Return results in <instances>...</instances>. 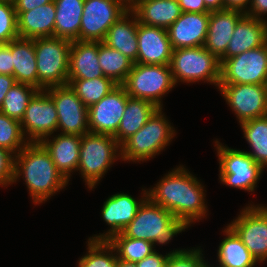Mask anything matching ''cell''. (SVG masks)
<instances>
[{"mask_svg": "<svg viewBox=\"0 0 267 267\" xmlns=\"http://www.w3.org/2000/svg\"><path fill=\"white\" fill-rule=\"evenodd\" d=\"M184 250L185 249H176L175 251L173 250L166 255L159 254L155 251L151 255L143 258L141 261L136 262V264L137 267H166L170 253H179Z\"/></svg>", "mask_w": 267, "mask_h": 267, "instance_id": "42", "label": "cell"}, {"mask_svg": "<svg viewBox=\"0 0 267 267\" xmlns=\"http://www.w3.org/2000/svg\"><path fill=\"white\" fill-rule=\"evenodd\" d=\"M204 3L210 11H218L225 9L224 0H204Z\"/></svg>", "mask_w": 267, "mask_h": 267, "instance_id": "48", "label": "cell"}, {"mask_svg": "<svg viewBox=\"0 0 267 267\" xmlns=\"http://www.w3.org/2000/svg\"><path fill=\"white\" fill-rule=\"evenodd\" d=\"M200 248L170 253L166 267H206Z\"/></svg>", "mask_w": 267, "mask_h": 267, "instance_id": "39", "label": "cell"}, {"mask_svg": "<svg viewBox=\"0 0 267 267\" xmlns=\"http://www.w3.org/2000/svg\"><path fill=\"white\" fill-rule=\"evenodd\" d=\"M182 12L190 13H210L205 6L204 0H177Z\"/></svg>", "mask_w": 267, "mask_h": 267, "instance_id": "43", "label": "cell"}, {"mask_svg": "<svg viewBox=\"0 0 267 267\" xmlns=\"http://www.w3.org/2000/svg\"><path fill=\"white\" fill-rule=\"evenodd\" d=\"M38 91L36 87L17 82L6 93L0 112L21 121L30 100Z\"/></svg>", "mask_w": 267, "mask_h": 267, "instance_id": "35", "label": "cell"}, {"mask_svg": "<svg viewBox=\"0 0 267 267\" xmlns=\"http://www.w3.org/2000/svg\"><path fill=\"white\" fill-rule=\"evenodd\" d=\"M253 152H247L263 168L267 167V116L240 123Z\"/></svg>", "mask_w": 267, "mask_h": 267, "instance_id": "32", "label": "cell"}, {"mask_svg": "<svg viewBox=\"0 0 267 267\" xmlns=\"http://www.w3.org/2000/svg\"><path fill=\"white\" fill-rule=\"evenodd\" d=\"M71 43L54 36L34 39L39 90L68 85Z\"/></svg>", "mask_w": 267, "mask_h": 267, "instance_id": "4", "label": "cell"}, {"mask_svg": "<svg viewBox=\"0 0 267 267\" xmlns=\"http://www.w3.org/2000/svg\"><path fill=\"white\" fill-rule=\"evenodd\" d=\"M170 68L175 85L180 81L193 83L205 80L219 86L220 59L204 46L173 50Z\"/></svg>", "mask_w": 267, "mask_h": 267, "instance_id": "7", "label": "cell"}, {"mask_svg": "<svg viewBox=\"0 0 267 267\" xmlns=\"http://www.w3.org/2000/svg\"><path fill=\"white\" fill-rule=\"evenodd\" d=\"M12 154V155H11ZM13 156V157H12ZM14 156L9 150L0 147V185L13 184L14 179Z\"/></svg>", "mask_w": 267, "mask_h": 267, "instance_id": "40", "label": "cell"}, {"mask_svg": "<svg viewBox=\"0 0 267 267\" xmlns=\"http://www.w3.org/2000/svg\"><path fill=\"white\" fill-rule=\"evenodd\" d=\"M55 2H49L17 17L20 38L36 39L53 37L55 27Z\"/></svg>", "mask_w": 267, "mask_h": 267, "instance_id": "25", "label": "cell"}, {"mask_svg": "<svg viewBox=\"0 0 267 267\" xmlns=\"http://www.w3.org/2000/svg\"><path fill=\"white\" fill-rule=\"evenodd\" d=\"M144 1V0H131L128 4L127 7L128 9H131L137 2Z\"/></svg>", "mask_w": 267, "mask_h": 267, "instance_id": "50", "label": "cell"}, {"mask_svg": "<svg viewBox=\"0 0 267 267\" xmlns=\"http://www.w3.org/2000/svg\"><path fill=\"white\" fill-rule=\"evenodd\" d=\"M117 267H137V264L135 262H129L118 258Z\"/></svg>", "mask_w": 267, "mask_h": 267, "instance_id": "49", "label": "cell"}, {"mask_svg": "<svg viewBox=\"0 0 267 267\" xmlns=\"http://www.w3.org/2000/svg\"><path fill=\"white\" fill-rule=\"evenodd\" d=\"M105 77L98 61V41L71 43L68 79Z\"/></svg>", "mask_w": 267, "mask_h": 267, "instance_id": "23", "label": "cell"}, {"mask_svg": "<svg viewBox=\"0 0 267 267\" xmlns=\"http://www.w3.org/2000/svg\"><path fill=\"white\" fill-rule=\"evenodd\" d=\"M19 37L14 4L0 1V43H9Z\"/></svg>", "mask_w": 267, "mask_h": 267, "instance_id": "38", "label": "cell"}, {"mask_svg": "<svg viewBox=\"0 0 267 267\" xmlns=\"http://www.w3.org/2000/svg\"><path fill=\"white\" fill-rule=\"evenodd\" d=\"M131 10L139 23L165 29L182 14L177 0H144L137 2Z\"/></svg>", "mask_w": 267, "mask_h": 267, "instance_id": "26", "label": "cell"}, {"mask_svg": "<svg viewBox=\"0 0 267 267\" xmlns=\"http://www.w3.org/2000/svg\"><path fill=\"white\" fill-rule=\"evenodd\" d=\"M137 63L145 65H170L173 47L167 29L148 26L137 19Z\"/></svg>", "mask_w": 267, "mask_h": 267, "instance_id": "18", "label": "cell"}, {"mask_svg": "<svg viewBox=\"0 0 267 267\" xmlns=\"http://www.w3.org/2000/svg\"><path fill=\"white\" fill-rule=\"evenodd\" d=\"M44 138L40 143L50 153L58 171L69 182L70 173L77 170L82 136L60 133L52 140Z\"/></svg>", "mask_w": 267, "mask_h": 267, "instance_id": "22", "label": "cell"}, {"mask_svg": "<svg viewBox=\"0 0 267 267\" xmlns=\"http://www.w3.org/2000/svg\"><path fill=\"white\" fill-rule=\"evenodd\" d=\"M126 5L131 1V0H122Z\"/></svg>", "mask_w": 267, "mask_h": 267, "instance_id": "52", "label": "cell"}, {"mask_svg": "<svg viewBox=\"0 0 267 267\" xmlns=\"http://www.w3.org/2000/svg\"><path fill=\"white\" fill-rule=\"evenodd\" d=\"M258 262L267 260V207H245L228 225Z\"/></svg>", "mask_w": 267, "mask_h": 267, "instance_id": "12", "label": "cell"}, {"mask_svg": "<svg viewBox=\"0 0 267 267\" xmlns=\"http://www.w3.org/2000/svg\"><path fill=\"white\" fill-rule=\"evenodd\" d=\"M189 225L147 198L140 206L135 218L123 230V234L134 239H143L155 244H167L173 236Z\"/></svg>", "mask_w": 267, "mask_h": 267, "instance_id": "3", "label": "cell"}, {"mask_svg": "<svg viewBox=\"0 0 267 267\" xmlns=\"http://www.w3.org/2000/svg\"><path fill=\"white\" fill-rule=\"evenodd\" d=\"M245 15L239 10L211 11L204 47L219 59L225 54L237 22Z\"/></svg>", "mask_w": 267, "mask_h": 267, "instance_id": "21", "label": "cell"}, {"mask_svg": "<svg viewBox=\"0 0 267 267\" xmlns=\"http://www.w3.org/2000/svg\"><path fill=\"white\" fill-rule=\"evenodd\" d=\"M267 42V21L244 15L236 24L231 40L220 63Z\"/></svg>", "mask_w": 267, "mask_h": 267, "instance_id": "20", "label": "cell"}, {"mask_svg": "<svg viewBox=\"0 0 267 267\" xmlns=\"http://www.w3.org/2000/svg\"><path fill=\"white\" fill-rule=\"evenodd\" d=\"M142 198L138 201L131 195L117 193L111 195L102 207V217L110 225V229L104 234L94 235L88 240L107 241L112 236L122 233L126 226L135 218L142 203L148 198L145 189Z\"/></svg>", "mask_w": 267, "mask_h": 267, "instance_id": "17", "label": "cell"}, {"mask_svg": "<svg viewBox=\"0 0 267 267\" xmlns=\"http://www.w3.org/2000/svg\"><path fill=\"white\" fill-rule=\"evenodd\" d=\"M12 61L16 82L28 84L38 89V73L34 39L16 38L12 40Z\"/></svg>", "mask_w": 267, "mask_h": 267, "instance_id": "27", "label": "cell"}, {"mask_svg": "<svg viewBox=\"0 0 267 267\" xmlns=\"http://www.w3.org/2000/svg\"><path fill=\"white\" fill-rule=\"evenodd\" d=\"M129 16L130 18L132 17L131 20L128 18ZM102 42L110 48L118 50L134 63H137L138 40L136 14L131 9H128L110 26Z\"/></svg>", "mask_w": 267, "mask_h": 267, "instance_id": "24", "label": "cell"}, {"mask_svg": "<svg viewBox=\"0 0 267 267\" xmlns=\"http://www.w3.org/2000/svg\"><path fill=\"white\" fill-rule=\"evenodd\" d=\"M133 98L147 100L162 108L161 98L175 86L170 65L134 63L122 84Z\"/></svg>", "mask_w": 267, "mask_h": 267, "instance_id": "8", "label": "cell"}, {"mask_svg": "<svg viewBox=\"0 0 267 267\" xmlns=\"http://www.w3.org/2000/svg\"><path fill=\"white\" fill-rule=\"evenodd\" d=\"M55 103L61 133L83 136L89 130L88 107L69 85L45 90Z\"/></svg>", "mask_w": 267, "mask_h": 267, "instance_id": "14", "label": "cell"}, {"mask_svg": "<svg viewBox=\"0 0 267 267\" xmlns=\"http://www.w3.org/2000/svg\"><path fill=\"white\" fill-rule=\"evenodd\" d=\"M16 83L17 82L14 76L0 74V109L2 107L6 93Z\"/></svg>", "mask_w": 267, "mask_h": 267, "instance_id": "46", "label": "cell"}, {"mask_svg": "<svg viewBox=\"0 0 267 267\" xmlns=\"http://www.w3.org/2000/svg\"><path fill=\"white\" fill-rule=\"evenodd\" d=\"M127 10L122 0H85L79 41H103L110 26Z\"/></svg>", "mask_w": 267, "mask_h": 267, "instance_id": "11", "label": "cell"}, {"mask_svg": "<svg viewBox=\"0 0 267 267\" xmlns=\"http://www.w3.org/2000/svg\"><path fill=\"white\" fill-rule=\"evenodd\" d=\"M162 112V108H158L145 125L120 146V157L124 161H147L168 146L175 130Z\"/></svg>", "mask_w": 267, "mask_h": 267, "instance_id": "5", "label": "cell"}, {"mask_svg": "<svg viewBox=\"0 0 267 267\" xmlns=\"http://www.w3.org/2000/svg\"><path fill=\"white\" fill-rule=\"evenodd\" d=\"M210 13L182 14L167 28L173 50L179 48L204 46Z\"/></svg>", "mask_w": 267, "mask_h": 267, "instance_id": "19", "label": "cell"}, {"mask_svg": "<svg viewBox=\"0 0 267 267\" xmlns=\"http://www.w3.org/2000/svg\"><path fill=\"white\" fill-rule=\"evenodd\" d=\"M0 1H6V2L14 3L16 0H0Z\"/></svg>", "mask_w": 267, "mask_h": 267, "instance_id": "51", "label": "cell"}, {"mask_svg": "<svg viewBox=\"0 0 267 267\" xmlns=\"http://www.w3.org/2000/svg\"><path fill=\"white\" fill-rule=\"evenodd\" d=\"M98 61L105 77L111 78L116 84L122 85L134 62L116 49L98 41Z\"/></svg>", "mask_w": 267, "mask_h": 267, "instance_id": "31", "label": "cell"}, {"mask_svg": "<svg viewBox=\"0 0 267 267\" xmlns=\"http://www.w3.org/2000/svg\"><path fill=\"white\" fill-rule=\"evenodd\" d=\"M21 175L35 204L47 201L68 184L52 161L50 153L38 142H29L14 156L13 183Z\"/></svg>", "mask_w": 267, "mask_h": 267, "instance_id": "2", "label": "cell"}, {"mask_svg": "<svg viewBox=\"0 0 267 267\" xmlns=\"http://www.w3.org/2000/svg\"><path fill=\"white\" fill-rule=\"evenodd\" d=\"M223 232L226 238L221 241L218 248L219 265L222 267H254L257 261L238 235L229 226H226Z\"/></svg>", "mask_w": 267, "mask_h": 267, "instance_id": "30", "label": "cell"}, {"mask_svg": "<svg viewBox=\"0 0 267 267\" xmlns=\"http://www.w3.org/2000/svg\"><path fill=\"white\" fill-rule=\"evenodd\" d=\"M203 188L197 178L180 165L166 174L156 187L147 190V193L153 203L190 226L207 214Z\"/></svg>", "mask_w": 267, "mask_h": 267, "instance_id": "1", "label": "cell"}, {"mask_svg": "<svg viewBox=\"0 0 267 267\" xmlns=\"http://www.w3.org/2000/svg\"><path fill=\"white\" fill-rule=\"evenodd\" d=\"M118 149L121 147L112 135L87 132L82 136L77 171L81 172L88 188L92 190L120 156Z\"/></svg>", "mask_w": 267, "mask_h": 267, "instance_id": "6", "label": "cell"}, {"mask_svg": "<svg viewBox=\"0 0 267 267\" xmlns=\"http://www.w3.org/2000/svg\"><path fill=\"white\" fill-rule=\"evenodd\" d=\"M21 123L28 142L40 143L58 130V113L53 99L45 90H39L30 100Z\"/></svg>", "mask_w": 267, "mask_h": 267, "instance_id": "13", "label": "cell"}, {"mask_svg": "<svg viewBox=\"0 0 267 267\" xmlns=\"http://www.w3.org/2000/svg\"><path fill=\"white\" fill-rule=\"evenodd\" d=\"M219 158V178L230 187L253 192L264 168L247 153L215 141Z\"/></svg>", "mask_w": 267, "mask_h": 267, "instance_id": "9", "label": "cell"}, {"mask_svg": "<svg viewBox=\"0 0 267 267\" xmlns=\"http://www.w3.org/2000/svg\"><path fill=\"white\" fill-rule=\"evenodd\" d=\"M266 13H267V0H252L250 4V9L248 8V10H246L245 15L265 20L263 19V15H266Z\"/></svg>", "mask_w": 267, "mask_h": 267, "instance_id": "45", "label": "cell"}, {"mask_svg": "<svg viewBox=\"0 0 267 267\" xmlns=\"http://www.w3.org/2000/svg\"><path fill=\"white\" fill-rule=\"evenodd\" d=\"M252 0H224L225 9L239 10L246 13L247 4H251ZM246 8V9H245Z\"/></svg>", "mask_w": 267, "mask_h": 267, "instance_id": "47", "label": "cell"}, {"mask_svg": "<svg viewBox=\"0 0 267 267\" xmlns=\"http://www.w3.org/2000/svg\"><path fill=\"white\" fill-rule=\"evenodd\" d=\"M87 246L88 254L81 257L78 267H117L116 252L108 241L88 240Z\"/></svg>", "mask_w": 267, "mask_h": 267, "instance_id": "36", "label": "cell"}, {"mask_svg": "<svg viewBox=\"0 0 267 267\" xmlns=\"http://www.w3.org/2000/svg\"><path fill=\"white\" fill-rule=\"evenodd\" d=\"M29 142L26 141L20 121L0 112V147L17 155Z\"/></svg>", "mask_w": 267, "mask_h": 267, "instance_id": "37", "label": "cell"}, {"mask_svg": "<svg viewBox=\"0 0 267 267\" xmlns=\"http://www.w3.org/2000/svg\"><path fill=\"white\" fill-rule=\"evenodd\" d=\"M107 241L116 251L117 258L129 262L141 261L156 251L153 249V243L143 239L127 237L123 233L116 234Z\"/></svg>", "mask_w": 267, "mask_h": 267, "instance_id": "34", "label": "cell"}, {"mask_svg": "<svg viewBox=\"0 0 267 267\" xmlns=\"http://www.w3.org/2000/svg\"><path fill=\"white\" fill-rule=\"evenodd\" d=\"M68 85L88 108L105 97L116 84L111 78L68 79Z\"/></svg>", "mask_w": 267, "mask_h": 267, "instance_id": "33", "label": "cell"}, {"mask_svg": "<svg viewBox=\"0 0 267 267\" xmlns=\"http://www.w3.org/2000/svg\"><path fill=\"white\" fill-rule=\"evenodd\" d=\"M12 41L0 43V74L13 76Z\"/></svg>", "mask_w": 267, "mask_h": 267, "instance_id": "41", "label": "cell"}, {"mask_svg": "<svg viewBox=\"0 0 267 267\" xmlns=\"http://www.w3.org/2000/svg\"><path fill=\"white\" fill-rule=\"evenodd\" d=\"M219 84L267 85V42L221 63Z\"/></svg>", "mask_w": 267, "mask_h": 267, "instance_id": "10", "label": "cell"}, {"mask_svg": "<svg viewBox=\"0 0 267 267\" xmlns=\"http://www.w3.org/2000/svg\"><path fill=\"white\" fill-rule=\"evenodd\" d=\"M218 89L239 123L267 116V85L219 84Z\"/></svg>", "mask_w": 267, "mask_h": 267, "instance_id": "15", "label": "cell"}, {"mask_svg": "<svg viewBox=\"0 0 267 267\" xmlns=\"http://www.w3.org/2000/svg\"><path fill=\"white\" fill-rule=\"evenodd\" d=\"M52 1L54 0H16L13 4L18 17L22 12L33 10Z\"/></svg>", "mask_w": 267, "mask_h": 267, "instance_id": "44", "label": "cell"}, {"mask_svg": "<svg viewBox=\"0 0 267 267\" xmlns=\"http://www.w3.org/2000/svg\"><path fill=\"white\" fill-rule=\"evenodd\" d=\"M157 109V106L147 100L129 96L119 128L113 135L118 144L121 146L140 130Z\"/></svg>", "mask_w": 267, "mask_h": 267, "instance_id": "28", "label": "cell"}, {"mask_svg": "<svg viewBox=\"0 0 267 267\" xmlns=\"http://www.w3.org/2000/svg\"><path fill=\"white\" fill-rule=\"evenodd\" d=\"M129 95L123 85H117L99 102L88 108L89 130L92 133L114 135L125 112Z\"/></svg>", "mask_w": 267, "mask_h": 267, "instance_id": "16", "label": "cell"}, {"mask_svg": "<svg viewBox=\"0 0 267 267\" xmlns=\"http://www.w3.org/2000/svg\"><path fill=\"white\" fill-rule=\"evenodd\" d=\"M85 0H54L56 15L54 37L79 40Z\"/></svg>", "mask_w": 267, "mask_h": 267, "instance_id": "29", "label": "cell"}]
</instances>
